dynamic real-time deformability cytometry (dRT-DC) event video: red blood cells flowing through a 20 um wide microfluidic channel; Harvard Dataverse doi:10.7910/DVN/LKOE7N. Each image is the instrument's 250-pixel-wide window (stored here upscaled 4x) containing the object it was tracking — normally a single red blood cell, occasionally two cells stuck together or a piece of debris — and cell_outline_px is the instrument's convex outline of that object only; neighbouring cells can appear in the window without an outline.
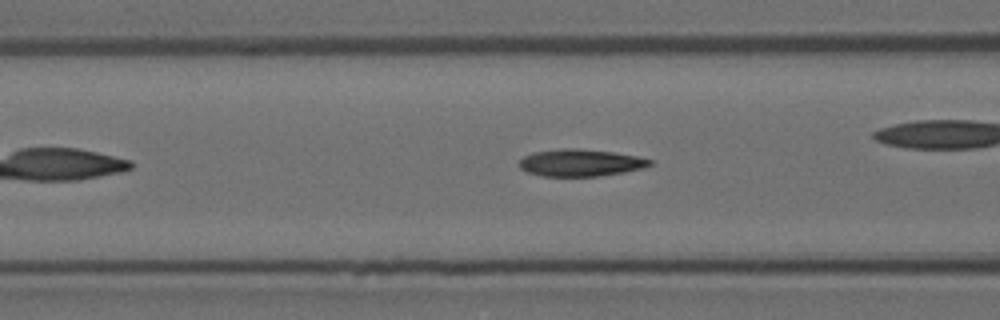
{"species": "Egyptian fruit bat (a non-hibernating species)", "species_latin": "Rousettus aegyptiacus", "temperature_condition": "room temperature", "stored_images_in_passage": 40, "camera_frame_rate_fps": 3000, "um_per_image_px": 0.085, "animal": {"sex": "female"}, "frame": {"image": 1, "passage_image": 12, "time_ms": 3.667, "image_size_px": [1000, 320], "cell_outline_px": [[652, 164], [644, 168], [624, 172], [596, 176], [544, 176], [528, 172], [520, 168], [520, 160], [524, 156], [532, 152], [560, 148], [576, 148], [612, 152], [636, 156], [652, 160]], "centroid_in_image_um": [49.33, 13.83], "position_along_channel_um": 117.3, "area_um2": 20.52}}
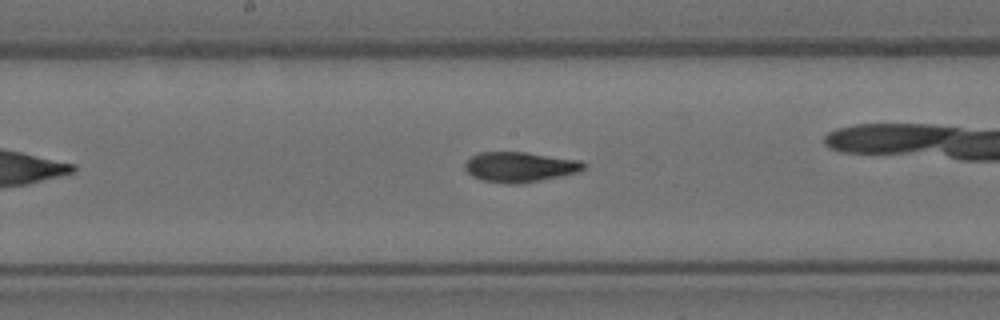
{"frame": {"image": 2, "passage_image": 19, "time_ms": 6.0, "image_size_px": [1000, 320], "cell_outline_px": [[588, 164], [584, 168], [576, 172], [560, 176], [520, 184], [504, 184], [480, 180], [472, 176], [464, 168], [464, 164], [472, 156], [480, 152], [524, 152], [580, 160]], "centroid_in_image_um": [44.16, 14.2], "position_along_channel_um": 204.0, "area_um2": 20.87}}
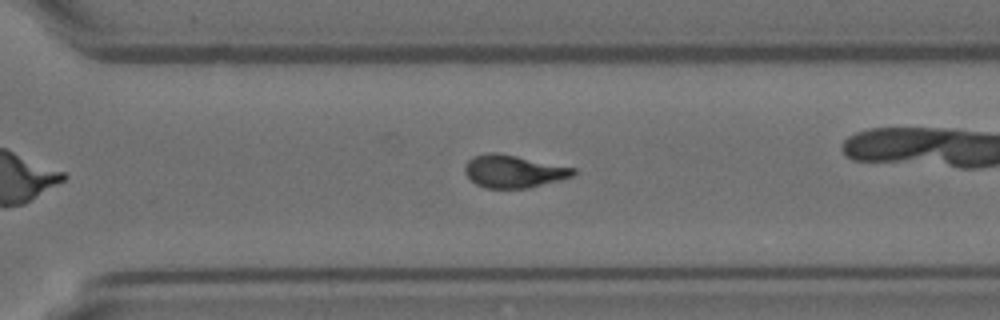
{"frame": {"image": 3, "passage_image": 29, "time_ms": 9.333, "image_size_px": [1000, 320], "cell_outline_px": [[576, 172], [572, 176], [560, 180], [528, 188], [484, 188], [476, 184], [464, 172], [464, 164], [472, 156], [488, 152], [496, 152], [576, 168]], "centroid_in_image_um": [43.62, 14.56], "position_along_channel_um": 327.0, "area_um2": 20.63}, "authors_computed_cell_mechanics": {"area_um2": 20.4612, "velocity_mm_per_s": 3.7056, "shape_relaxation_time_tau1_ms": null, "shape_relaxation_time_tau2_ms": 1.8374, "deformation_change_tau1": null, "deformation_change_tau2": 0.092}}